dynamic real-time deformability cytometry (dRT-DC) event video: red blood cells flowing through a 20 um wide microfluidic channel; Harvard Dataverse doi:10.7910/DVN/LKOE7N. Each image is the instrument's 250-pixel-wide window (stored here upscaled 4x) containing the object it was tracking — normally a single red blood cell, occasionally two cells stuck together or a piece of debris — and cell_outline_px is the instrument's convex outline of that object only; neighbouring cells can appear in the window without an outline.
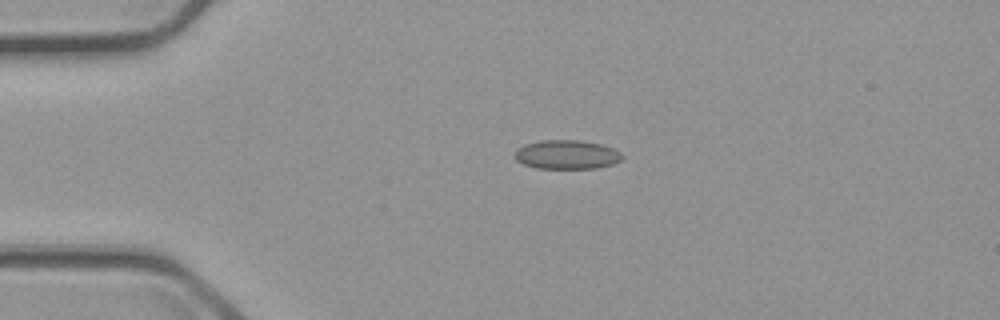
{"species": "common noctule bat (a hibernating species)", "species_latin": "Nyctalus noctula", "temperature_condition": "cold", "stored_images_in_passage": 2, "camera_frame_rate_fps": 3000, "um_per_image_px": 0.085, "animal": {"sex": "male", "body_mass_g": 23.1, "forearm_length_mm": 52.7}, "frame": {"image": 1, "passage_image": 1, "time_ms": 0.0, "image_size_px": [1000, 320], "cell_outline_px": [[624, 156], [620, 160], [612, 164], [596, 168], [536, 168], [524, 164], [516, 160], [516, 148], [524, 144], [540, 140], [580, 140], [600, 144], [612, 148], [620, 152]], "centroid_in_image_um": [48.16, 13.13], "position_along_channel_um": 36.8, "area_um2": 18.09}}